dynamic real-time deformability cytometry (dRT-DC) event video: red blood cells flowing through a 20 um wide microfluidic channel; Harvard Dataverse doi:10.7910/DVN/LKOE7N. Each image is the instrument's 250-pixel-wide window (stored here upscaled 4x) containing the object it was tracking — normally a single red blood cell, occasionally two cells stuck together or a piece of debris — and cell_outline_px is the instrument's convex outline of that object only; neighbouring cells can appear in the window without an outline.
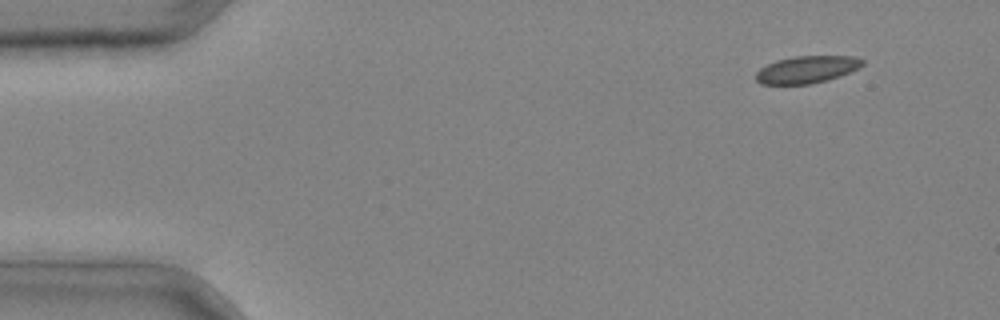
{"species": "common noctule bat (a hibernating species)", "species_latin": "Nyctalus noctula", "temperature_condition": "cold", "stored_images_in_passage": 3, "camera_frame_rate_fps": 3000, "um_per_image_px": 0.085, "animal": {"sex": "male", "body_mass_g": 20.4}, "frame": {"image": 1, "passage_image": 1, "time_ms": 0.0, "image_size_px": [1000, 320], "cell_outline_px": [[864, 64], [860, 68], [840, 76], [808, 84], [760, 84], [756, 80], [756, 72], [760, 68], [776, 60], [796, 56], [856, 56], [864, 60]], "centroid_in_image_um": [68.6, 5.9], "position_along_channel_um": 16.4, "area_um2": 16.88}}
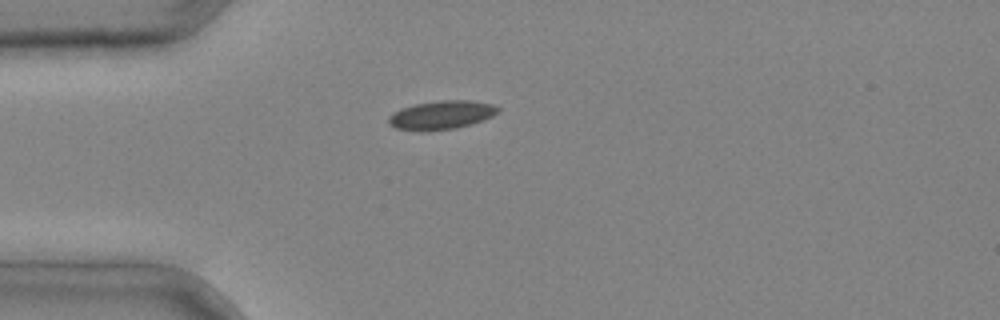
{"frame": {"image": 2, "passage_image": 3, "time_ms": 0.667, "image_size_px": [1000, 320], "cell_outline_px": [[500, 108], [492, 116], [472, 124], [456, 128], [428, 132], [420, 132], [396, 128], [388, 124], [388, 116], [392, 112], [400, 108], [416, 104], [440, 100], [468, 100], [492, 104]], "centroid_in_image_um": [37.46, 9.79], "position_along_channel_um": 47.5, "area_um2": 18.5}}